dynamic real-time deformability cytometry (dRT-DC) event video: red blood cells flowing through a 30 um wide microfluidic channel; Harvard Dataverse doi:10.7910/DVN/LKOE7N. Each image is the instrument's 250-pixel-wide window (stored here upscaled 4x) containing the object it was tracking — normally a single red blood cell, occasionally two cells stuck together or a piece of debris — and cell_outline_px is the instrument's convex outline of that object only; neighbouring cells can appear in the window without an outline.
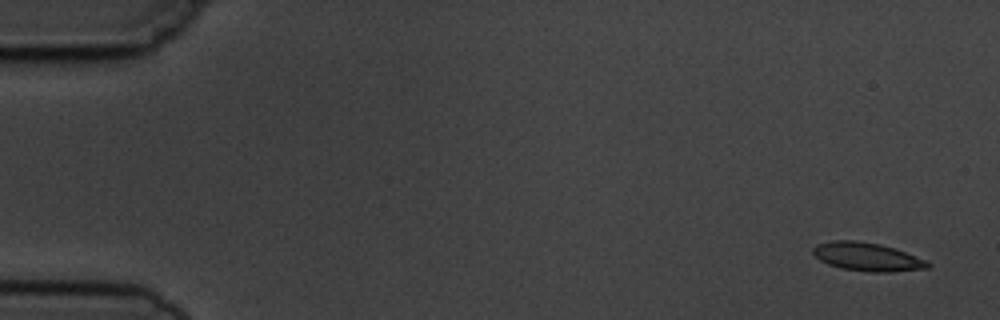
{"species": "common noctule bat (a hibernating species)", "species_latin": "Nyctalus noctula", "temperature_condition": "cold", "stored_images_in_passage": 5, "camera_frame_rate_fps": 3000, "um_per_image_px": 0.085, "animal": {"sex": "male", "body_mass_g": 19.5, "forearm_length_mm": 54.6}, "frame": {"image": 1, "passage_image": 1, "time_ms": 0.0, "image_size_px": [1000, 320], "cell_outline_px": [[932, 264], [928, 268], [892, 272], [872, 272], [840, 268], [828, 264], [820, 260], [812, 252], [812, 248], [816, 244], [832, 240], [856, 240], [880, 244], [904, 252], [924, 260]], "centroid_in_image_um": [73.66, 21.83], "position_along_channel_um": 11.3, "area_um2": 18.84}}
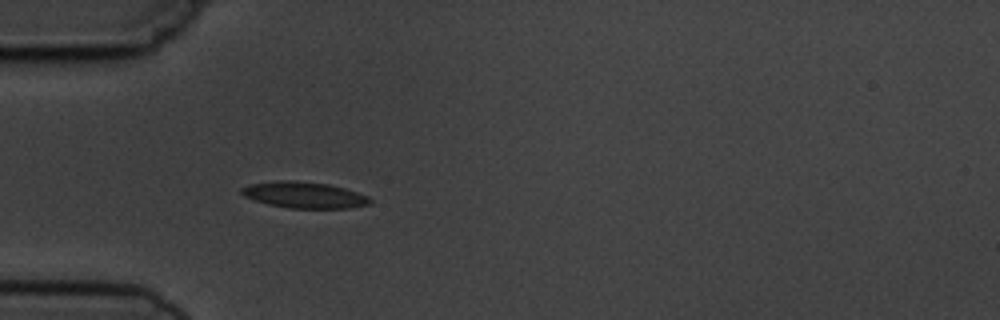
{"frame": {"image": 2, "passage_image": 5, "time_ms": 4.667, "image_size_px": [1000, 320], "cell_outline_px": [[372, 204], [348, 208], [288, 208], [268, 204], [244, 196], [240, 192], [240, 188], [248, 184], [276, 180], [292, 180], [328, 184], [344, 188], [368, 196], [372, 200]], "centroid_in_image_um": [25.84, 16.57], "position_along_channel_um": 59.2, "area_um2": 19.71}}